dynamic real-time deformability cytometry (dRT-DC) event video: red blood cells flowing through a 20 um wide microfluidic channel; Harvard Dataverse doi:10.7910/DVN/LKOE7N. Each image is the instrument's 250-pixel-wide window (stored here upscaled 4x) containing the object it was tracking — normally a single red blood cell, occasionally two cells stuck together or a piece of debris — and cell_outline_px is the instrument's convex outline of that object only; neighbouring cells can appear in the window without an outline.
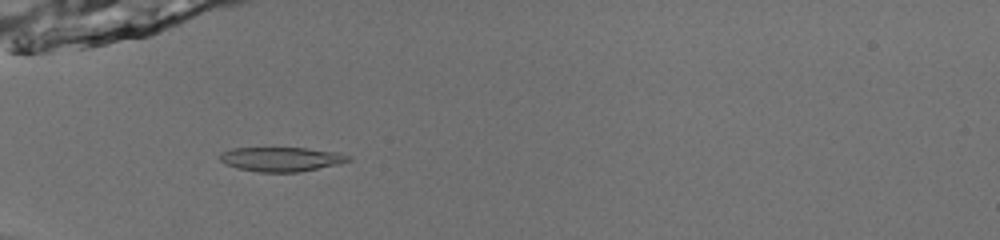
{"species": "common noctule bat (a hibernating species)", "species_latin": "Nyctalus noctula", "temperature_condition": "room temperature", "stored_images_in_passage": 52, "camera_frame_rate_fps": 3000, "um_per_image_px": 0.085, "animal": {"sex": "male", "body_mass_g": 13.0, "forearm_length_mm": 53.1}, "frame": {"image": 1, "passage_image": 19, "time_ms": 6.0, "image_size_px": [1000, 240], "cell_outline_px": [[352, 160], [336, 164], [300, 172], [260, 172], [236, 168], [224, 164], [220, 160], [220, 152], [232, 148], [308, 148], [340, 152], [352, 156]], "centroid_in_image_um": [23.91, 13.52], "position_along_channel_um": 61.1, "area_um2": 18.38}}
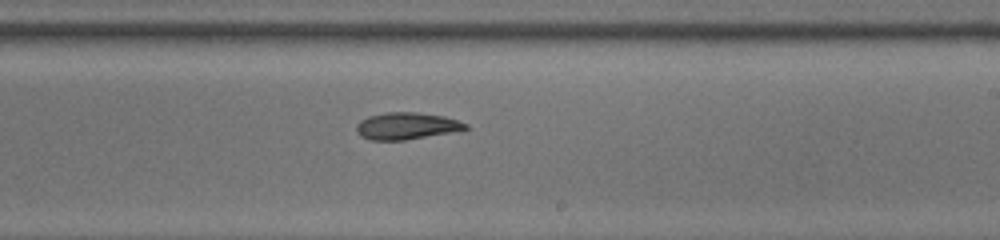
{"frame": {"image": 2, "passage_image": 34, "time_ms": 11.0, "image_size_px": [1000, 240], "cell_outline_px": [[468, 128], [464, 132], [404, 140], [368, 140], [360, 136], [356, 132], [356, 124], [360, 120], [368, 116], [384, 112], [416, 112], [444, 116], [468, 124]], "centroid_in_image_um": [34.6, 10.72], "position_along_channel_um": 254.4, "area_um2": 17.69}}
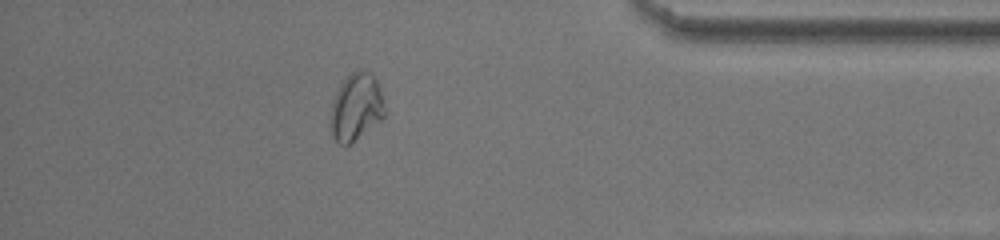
{"frame": {"image": 3, "passage_image": 47, "time_ms": 15.333, "image_size_px": [1000, 240], "cell_outline_px": [[384, 116], [380, 120], [348, 144], [340, 144], [332, 136], [328, 128], [328, 124], [332, 100], [344, 76], [360, 68], [368, 72], [380, 84], [384, 108]], "centroid_in_image_um": [30.21, 9.06], "position_along_channel_um": 405.0, "area_um2": 21.39}, "authors_computed_cell_mechanics": {"area_um2": 18.4093, "velocity_mm_per_s": 4.0067, "shape_relaxation_time_tau1_ms": 5.5344, "shape_relaxation_time_tau2_ms": 6.2436, "deformation_change_tau1": 0.1531, "deformation_change_tau2": 0.106}}